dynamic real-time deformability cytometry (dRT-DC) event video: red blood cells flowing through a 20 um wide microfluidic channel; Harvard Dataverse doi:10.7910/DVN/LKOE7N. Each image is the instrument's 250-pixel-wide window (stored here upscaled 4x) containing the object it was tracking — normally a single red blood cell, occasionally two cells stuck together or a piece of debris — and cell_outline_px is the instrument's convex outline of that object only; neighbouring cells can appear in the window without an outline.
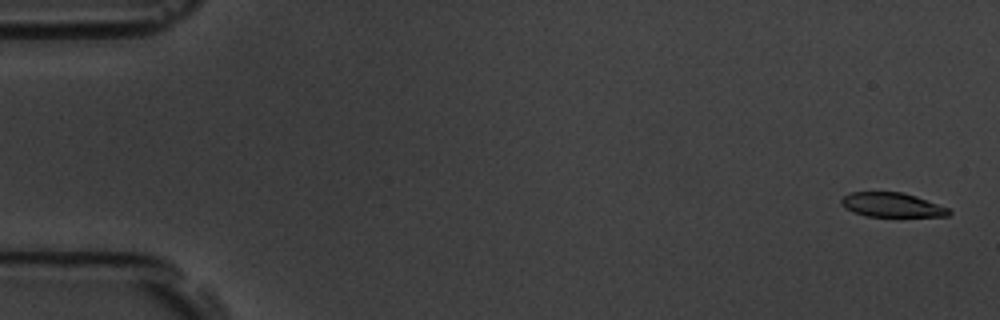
{"species": "common noctule bat (a hibernating species)", "species_latin": "Nyctalus noctula", "temperature_condition": "room temperature", "stored_images_in_passage": 7, "camera_frame_rate_fps": 3000, "um_per_image_px": 0.085, "animal": {"sex": "male", "body_mass_g": 19.5, "forearm_length_mm": 54.6}, "frame": {"image": 1, "passage_image": 1, "time_ms": 0.0, "image_size_px": [1000, 320], "cell_outline_px": [[952, 212], [948, 216], [864, 216], [852, 212], [844, 208], [840, 204], [840, 200], [844, 196], [852, 192], [904, 192], [916, 196], [948, 208]], "centroid_in_image_um": [75.77, 17.41], "position_along_channel_um": 9.2, "area_um2": 15.26}}
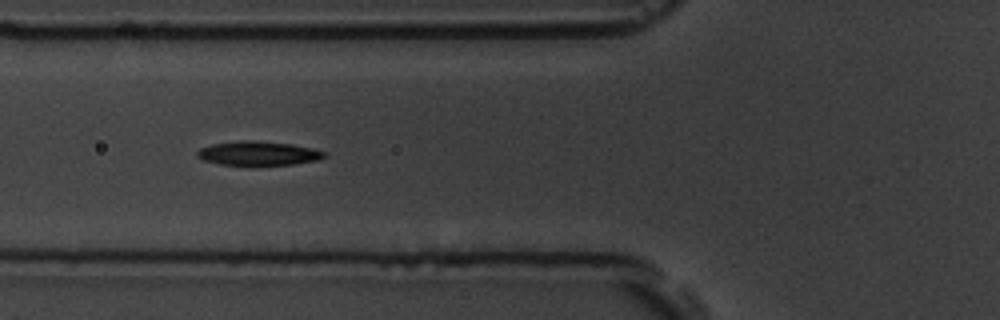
{"frame": {"image": 2, "passage_image": 6, "time_ms": 6.667, "image_size_px": [1000, 320], "cell_outline_px": [[328, 152], [320, 160], [292, 164], [252, 168], [248, 168], [220, 164], [204, 160], [196, 156], [196, 152], [200, 148], [212, 144], [236, 140], [256, 140], [292, 144], [312, 148]], "centroid_in_image_um": [21.94, 13.07], "position_along_channel_um": 103.9, "area_um2": 18.84}}
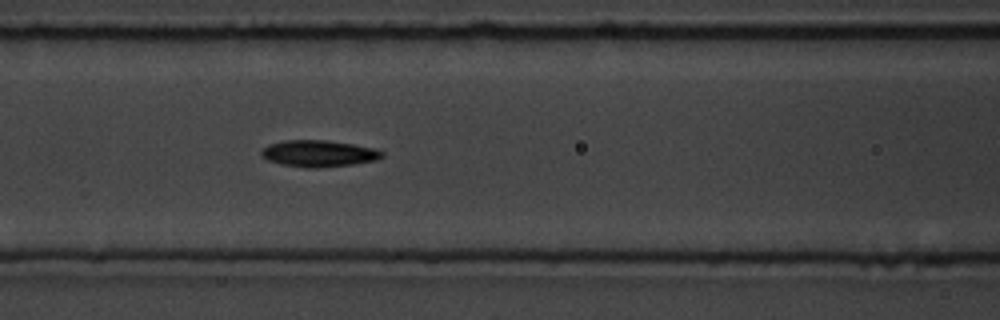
{"frame": {"image": 3, "passage_image": 7, "time_ms": 7.667, "image_size_px": [1000, 320], "cell_outline_px": [[384, 156], [376, 160], [352, 164], [316, 168], [308, 168], [284, 164], [268, 160], [260, 156], [260, 152], [268, 144], [284, 140], [328, 140], [376, 148], [384, 152]], "centroid_in_image_um": [27.1, 13.04], "position_along_channel_um": 139.5, "area_um2": 18.67}}